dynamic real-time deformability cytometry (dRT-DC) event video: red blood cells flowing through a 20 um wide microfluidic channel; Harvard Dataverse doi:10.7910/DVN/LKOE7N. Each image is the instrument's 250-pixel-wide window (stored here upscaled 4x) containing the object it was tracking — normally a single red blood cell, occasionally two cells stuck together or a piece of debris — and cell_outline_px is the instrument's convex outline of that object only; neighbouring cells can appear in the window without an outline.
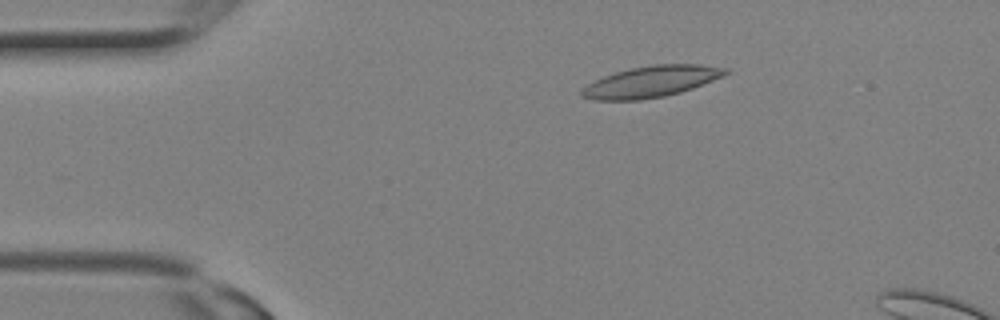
{"species": "Egyptian fruit bat (a non-hibernating species)", "species_latin": "Rousettus aegyptiacus", "temperature_condition": "room temperature", "stored_images_in_passage": 3, "camera_frame_rate_fps": 3000, "um_per_image_px": 0.085, "animal": {"sex": "female"}, "frame": {"image": 1, "passage_image": 2, "time_ms": 0.333, "image_size_px": [1000, 320], "cell_outline_px": [[732, 72], [724, 76], [692, 88], [680, 92], [664, 96], [640, 100], [592, 100], [580, 96], [580, 88], [604, 76], [616, 72], [632, 68], [652, 64], [700, 64], [728, 68]], "centroid_in_image_um": [55.36, 6.93], "position_along_channel_um": 29.6, "area_um2": 26.24}}